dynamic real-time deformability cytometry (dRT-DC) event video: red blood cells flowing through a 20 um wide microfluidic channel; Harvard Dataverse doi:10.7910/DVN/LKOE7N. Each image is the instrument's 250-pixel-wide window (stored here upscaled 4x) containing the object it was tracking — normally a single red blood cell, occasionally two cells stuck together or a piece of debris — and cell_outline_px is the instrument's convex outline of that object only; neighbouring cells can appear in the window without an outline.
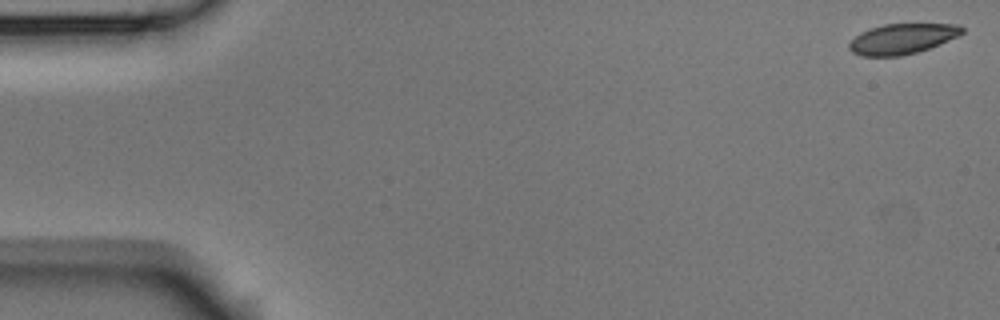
{"species": "Egyptian fruit bat (a non-hibernating species)", "species_latin": "Rousettus aegyptiacus", "temperature_condition": "room temperature", "stored_images_in_passage": 5, "camera_frame_rate_fps": 3000, "um_per_image_px": 0.085, "animal": {"sex": "male"}, "frame": {"image": 1, "passage_image": 1, "time_ms": 0.0, "image_size_px": [1000, 320], "cell_outline_px": [[964, 32], [940, 44], [916, 52], [900, 56], [864, 56], [852, 52], [848, 48], [848, 44], [860, 32], [884, 24], [960, 24], [964, 28]], "centroid_in_image_um": [76.68, 3.29], "position_along_channel_um": 8.3, "area_um2": 19.77}}
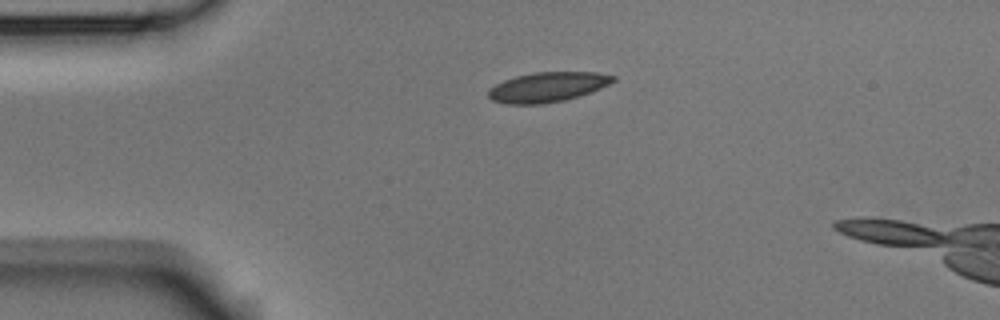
{"frame": {"image": 2, "passage_image": 4, "time_ms": 1.0, "image_size_px": [1000, 320], "cell_outline_px": [[616, 80], [592, 92], [580, 96], [564, 100], [540, 104], [504, 104], [492, 100], [488, 96], [488, 88], [504, 80], [516, 76], [532, 72], [596, 72], [616, 76]], "centroid_in_image_um": [46.53, 7.4], "position_along_channel_um": 38.5, "area_um2": 21.79}}